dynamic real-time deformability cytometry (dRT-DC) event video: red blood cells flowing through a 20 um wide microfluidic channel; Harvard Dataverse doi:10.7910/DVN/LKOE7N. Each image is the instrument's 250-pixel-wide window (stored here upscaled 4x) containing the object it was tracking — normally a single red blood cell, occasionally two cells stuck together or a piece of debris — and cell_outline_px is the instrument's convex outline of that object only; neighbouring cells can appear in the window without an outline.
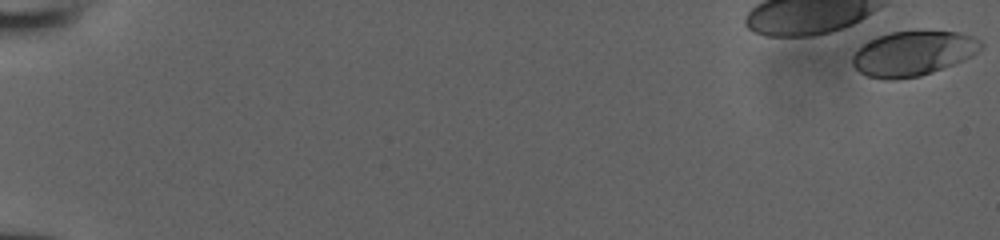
{"species": "human", "species_latin": "Homo sapiens", "temperature_condition": "room temperature", "stored_images_in_passage": 20, "camera_frame_rate_fps": 3000, "um_per_image_px": 0.085, "donor": {"sex": "male"}, "frame": {"image": 1, "passage_image": 1, "time_ms": 0.0, "image_size_px": [1000, 240], "cell_outline_px": [[984, 44], [972, 56], [964, 60], [932, 72], [920, 76], [884, 80], [868, 76], [860, 72], [852, 64], [852, 56], [864, 44], [876, 36], [892, 32], [920, 28], [956, 32], [972, 36], [980, 40]], "centroid_in_image_um": [77.63, 4.5], "position_along_channel_um": 7.4, "area_um2": 33.93}}
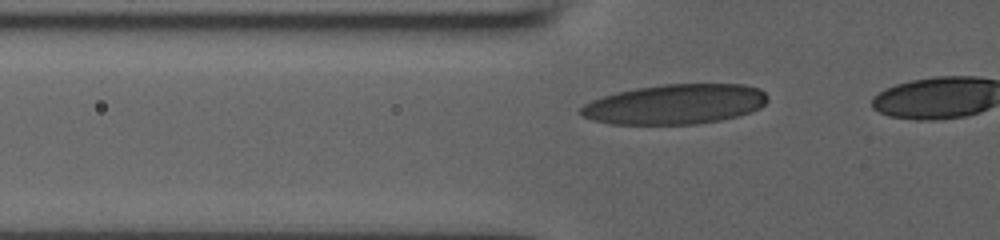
{"frame": {"image": 2, "passage_image": 17, "time_ms": 5.333, "image_size_px": [1000, 240], "cell_outline_px": [[768, 100], [760, 108], [736, 116], [720, 120], [696, 124], [612, 124], [592, 120], [584, 116], [580, 112], [580, 108], [584, 104], [592, 100], [616, 92], [636, 88], [664, 84], [744, 84], [760, 88], [768, 96]], "centroid_in_image_um": [57.4, 8.85], "position_along_channel_um": 68.4, "area_um2": 43.41}}